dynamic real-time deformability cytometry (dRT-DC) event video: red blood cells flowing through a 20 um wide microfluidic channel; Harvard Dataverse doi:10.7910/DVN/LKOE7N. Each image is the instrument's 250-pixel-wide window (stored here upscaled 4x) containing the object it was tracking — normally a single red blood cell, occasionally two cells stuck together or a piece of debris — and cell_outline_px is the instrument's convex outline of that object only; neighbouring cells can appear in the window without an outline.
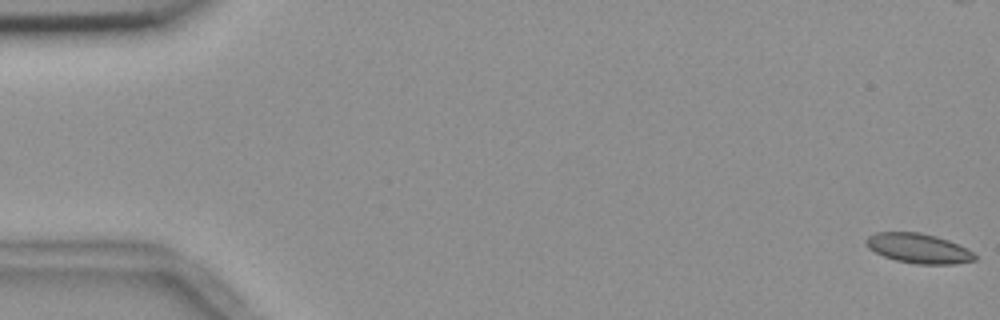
{"species": "common noctule bat (a hibernating species)", "species_latin": "Nyctalus noctula", "temperature_condition": "room temperature", "stored_images_in_passage": 57, "camera_frame_rate_fps": 3000, "um_per_image_px": 0.085, "animal": {"sex": "female", "body_mass_g": 18.4}, "frame": {"image": 1, "passage_image": 1, "time_ms": 0.0, "image_size_px": [1000, 320], "cell_outline_px": [[976, 260], [956, 264], [916, 264], [896, 260], [884, 256], [868, 248], [864, 240], [868, 236], [876, 232], [920, 232], [936, 236], [948, 240], [968, 248], [976, 256]], "centroid_in_image_um": [78.08, 21.11], "position_along_channel_um": 6.9, "area_um2": 18.9}}
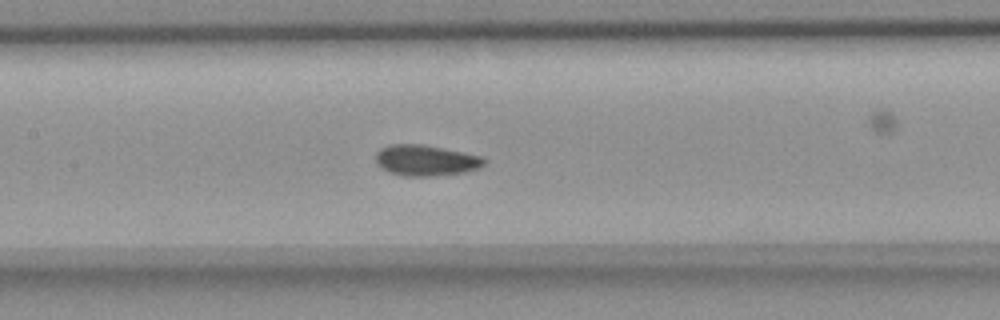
{"frame": {"image": 2, "passage_image": 27, "time_ms": 8.667, "image_size_px": [1000, 320], "cell_outline_px": [[488, 160], [480, 168], [464, 172], [428, 176], [404, 176], [388, 172], [380, 168], [376, 164], [376, 152], [380, 148], [388, 144], [420, 144], [444, 148], [484, 156]], "centroid_in_image_um": [36.19, 13.62], "position_along_channel_um": 171.2, "area_um2": 19.77}}
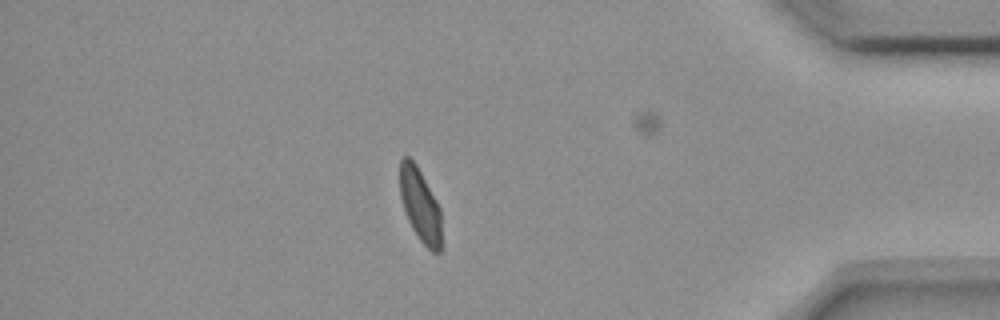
{"frame": {"image": 3, "passage_image": 49, "time_ms": 16.0, "image_size_px": [1000, 320], "cell_outline_px": [[440, 252], [432, 252], [420, 240], [412, 228], [408, 220], [400, 196], [400, 160], [404, 156], [408, 156], [416, 164], [436, 200], [440, 208]], "centroid_in_image_um": [35.69, 17.41], "position_along_channel_um": 399.5, "area_um2": 17.4}, "authors_computed_cell_mechanics": {"area_um2": 19.0162, "velocity_mm_per_s": 3.6282, "shape_relaxation_time_tau1_ms": null, "shape_relaxation_time_tau2_ms": 1.1546, "deformation_change_tau1": null, "deformation_change_tau2": 0.0477}}